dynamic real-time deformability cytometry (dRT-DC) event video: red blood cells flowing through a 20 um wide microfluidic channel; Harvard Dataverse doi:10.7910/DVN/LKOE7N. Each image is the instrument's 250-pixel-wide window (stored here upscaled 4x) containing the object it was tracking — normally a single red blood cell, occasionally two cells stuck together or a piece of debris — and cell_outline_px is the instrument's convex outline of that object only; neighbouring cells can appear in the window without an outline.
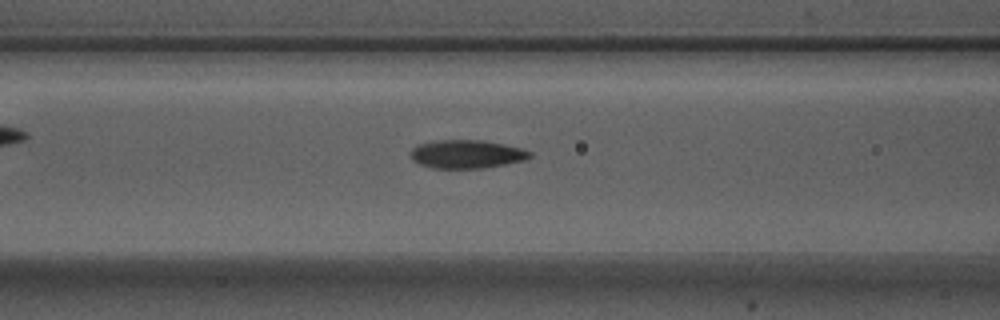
{"species": "Egyptian fruit bat (a non-hibernating species)", "species_latin": "Rousettus aegyptiacus", "temperature_condition": "warm", "stored_images_in_passage": 35, "camera_frame_rate_fps": 3000, "um_per_image_px": 0.085, "animal": {"sex": "male"}, "frame": {"image": 1, "passage_image": 7, "time_ms": 2.0, "image_size_px": [1000, 320], "cell_outline_px": [[532, 156], [528, 160], [484, 168], [432, 168], [420, 164], [412, 160], [412, 148], [416, 144], [436, 140], [484, 140], [504, 144], [520, 148], [532, 152]], "centroid_in_image_um": [39.69, 13.1], "position_along_channel_um": 126.9, "area_um2": 19.88}}
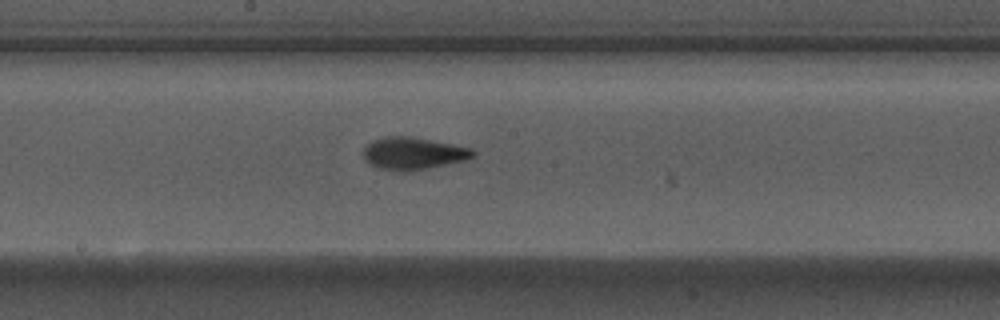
{"frame": {"image": 2, "passage_image": 14, "time_ms": 4.333, "image_size_px": [1000, 320], "cell_outline_px": [[476, 156], [464, 160], [428, 168], [404, 172], [396, 172], [376, 168], [364, 160], [364, 148], [368, 144], [384, 136], [404, 136], [452, 144], [472, 148], [476, 152]], "centroid_in_image_um": [35.1, 13.06], "position_along_channel_um": 213.1, "area_um2": 20.52}}
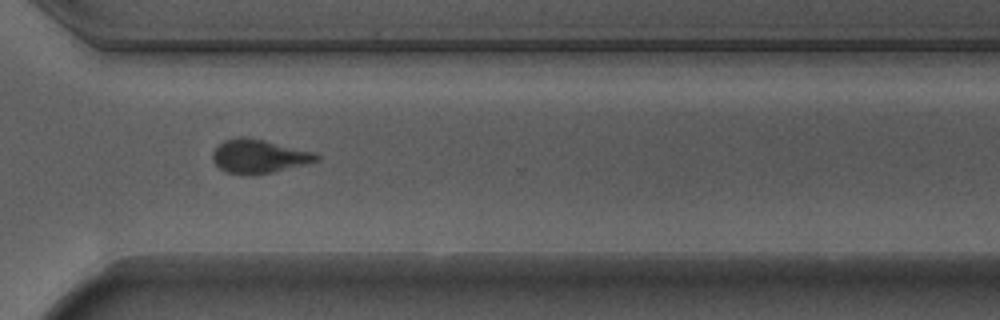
{"frame": {"image": 3, "passage_image": 25, "time_ms": 8.0, "image_size_px": [1000, 320], "cell_outline_px": [[320, 160], [272, 172], [224, 172], [212, 160], [212, 152], [224, 140], [240, 136], [244, 136], [264, 140], [316, 152], [320, 156]], "centroid_in_image_um": [22.03, 13.24], "position_along_channel_um": 348.6, "area_um2": 19.83}}